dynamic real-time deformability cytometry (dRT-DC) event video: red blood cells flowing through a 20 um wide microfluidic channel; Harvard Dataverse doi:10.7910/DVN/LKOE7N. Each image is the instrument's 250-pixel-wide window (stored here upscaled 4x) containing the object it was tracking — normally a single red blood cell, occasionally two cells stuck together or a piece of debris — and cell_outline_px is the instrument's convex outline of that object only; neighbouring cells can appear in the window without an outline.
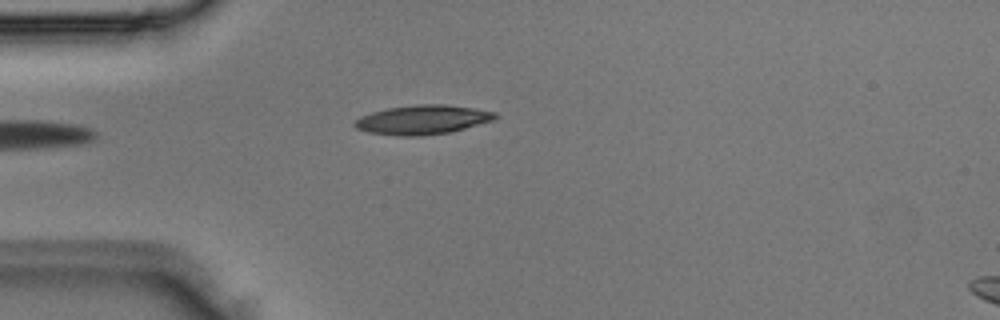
{"species": "Egyptian fruit bat (a non-hibernating species)", "species_latin": "Rousettus aegyptiacus", "temperature_condition": "room temperature", "stored_images_in_passage": 2, "camera_frame_rate_fps": 3000, "um_per_image_px": 0.085, "animal": {"sex": "male"}, "frame": {"image": 1, "passage_image": 2, "time_ms": 0.333, "image_size_px": [1000, 320], "cell_outline_px": [[500, 116], [492, 120], [464, 128], [448, 132], [420, 136], [400, 136], [368, 132], [356, 128], [352, 124], [360, 116], [372, 112], [388, 108], [420, 104], [444, 104], [476, 108], [496, 112]], "centroid_in_image_um": [35.92, 10.17], "position_along_channel_um": 49.1, "area_um2": 23.81}}